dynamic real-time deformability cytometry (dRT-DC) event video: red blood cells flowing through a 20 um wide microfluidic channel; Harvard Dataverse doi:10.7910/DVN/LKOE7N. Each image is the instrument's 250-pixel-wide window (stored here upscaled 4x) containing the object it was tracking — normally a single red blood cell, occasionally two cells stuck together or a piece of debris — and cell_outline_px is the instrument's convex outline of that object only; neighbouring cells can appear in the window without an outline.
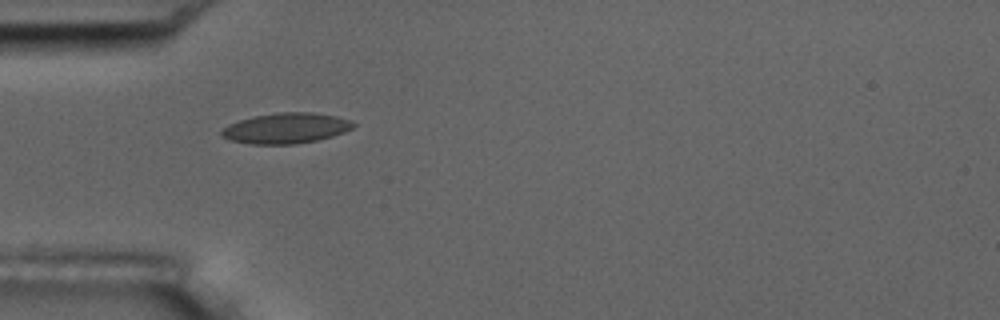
{"species": "common noctule bat (a hibernating species)", "species_latin": "Nyctalus noctula", "temperature_condition": "room temperature", "stored_images_in_passage": 2, "camera_frame_rate_fps": 3000, "um_per_image_px": 0.085, "animal": {"sex": "male", "body_mass_g": 17.5, "forearm_length_mm": 52.3}, "frame": {"image": 1, "passage_image": 1, "time_ms": 0.0, "image_size_px": [1000, 320], "cell_outline_px": [[356, 124], [352, 128], [344, 132], [332, 136], [316, 140], [296, 144], [252, 144], [232, 140], [220, 136], [220, 132], [228, 124], [240, 120], [256, 116], [280, 112], [312, 112], [336, 116], [352, 120]], "centroid_in_image_um": [24.33, 10.89], "position_along_channel_um": 60.7, "area_um2": 23.29}}